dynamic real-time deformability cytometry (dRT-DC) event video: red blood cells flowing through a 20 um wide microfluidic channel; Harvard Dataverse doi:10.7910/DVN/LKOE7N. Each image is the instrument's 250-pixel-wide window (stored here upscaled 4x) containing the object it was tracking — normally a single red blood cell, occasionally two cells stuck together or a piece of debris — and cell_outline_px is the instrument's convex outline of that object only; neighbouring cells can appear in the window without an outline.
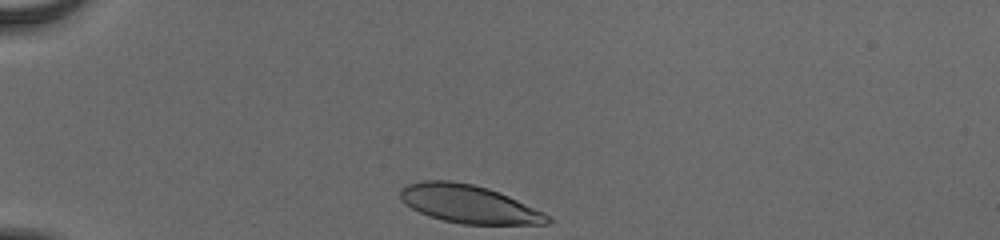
{"species": "human", "species_latin": "Homo sapiens", "temperature_condition": "cold", "stored_images_in_passage": 33, "camera_frame_rate_fps": 3000, "um_per_image_px": 0.085, "donor": {"sex": "male"}, "frame": {"image": 1, "passage_image": 1, "time_ms": 0.0, "image_size_px": [1000, 240], "cell_outline_px": [[552, 220], [548, 224], [460, 224], [428, 216], [412, 208], [400, 200], [400, 188], [408, 184], [424, 180], [452, 180], [472, 184], [488, 188], [508, 196], [544, 212]], "centroid_in_image_um": [39.82, 17.34], "position_along_channel_um": 45.2, "area_um2": 32.6}}
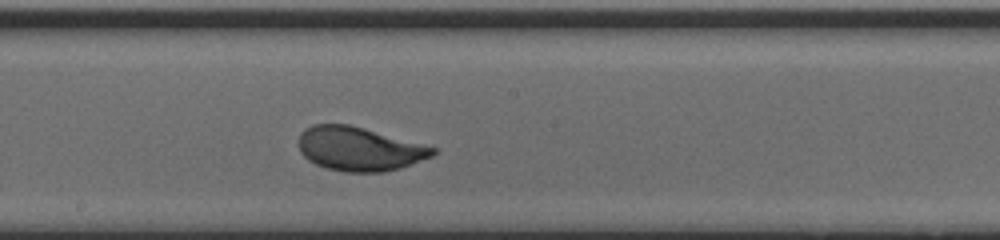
{"frame": {"image": 2, "passage_image": 18, "time_ms": 5.667, "image_size_px": [1000, 240], "cell_outline_px": [[436, 152], [432, 156], [400, 168], [384, 172], [344, 172], [324, 168], [308, 160], [300, 152], [300, 132], [304, 128], [312, 124], [348, 124], [364, 128], [436, 148]], "centroid_in_image_um": [30.5, 12.66], "position_along_channel_um": 217.7, "area_um2": 34.16}}
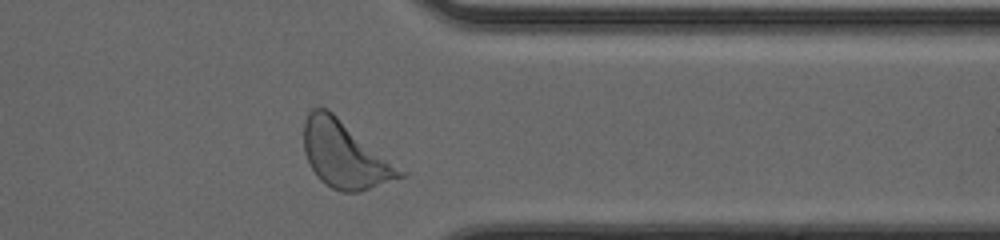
{"frame": {"image": 3, "passage_image": 31, "time_ms": 10.0, "image_size_px": [1000, 240], "cell_outline_px": [[408, 176], [360, 192], [340, 192], [324, 184], [316, 176], [304, 152], [304, 120], [308, 112], [312, 108], [328, 108], [408, 172]], "centroid_in_image_um": [29.36, 13.16], "position_along_channel_um": 382.0, "area_um2": 37.97}, "authors_computed_cell_mechanics": {"area_um2": 33.7552, "velocity_mm_per_s": 3.8303, "shape_relaxation_time_tau1_ms": 3.0019, "shape_relaxation_time_tau2_ms": null, "deformation_change_tau1": 0.1741, "deformation_change_tau2": null}}